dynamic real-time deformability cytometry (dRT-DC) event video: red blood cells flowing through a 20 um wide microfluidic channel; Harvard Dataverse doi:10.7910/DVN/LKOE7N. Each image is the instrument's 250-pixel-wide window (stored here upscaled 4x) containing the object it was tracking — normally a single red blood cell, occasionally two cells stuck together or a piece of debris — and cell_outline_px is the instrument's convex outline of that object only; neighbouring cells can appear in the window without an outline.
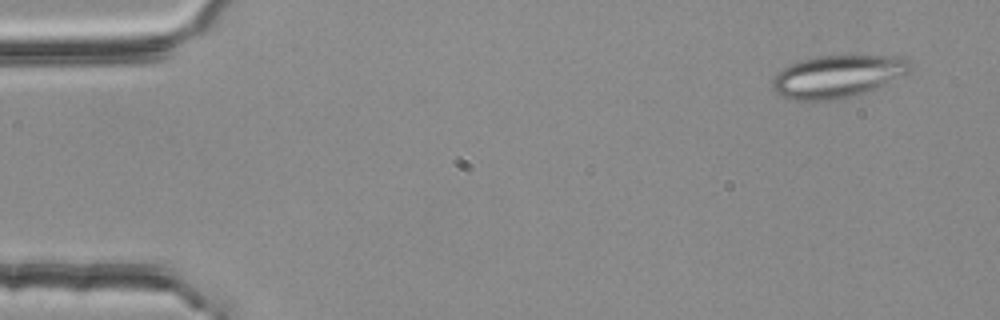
{"species": "common noctule bat (a hibernating species)", "species_latin": "Nyctalus noctula", "temperature_condition": "room temperature", "stored_images_in_passage": 3, "camera_frame_rate_fps": 3000, "um_per_image_px": 0.085, "animal": {"sex": "female", "body_mass_g": 25.1}, "frame": {"image": 1, "passage_image": 1, "time_ms": 0.0, "image_size_px": [1000, 320], "cell_outline_px": [[912, 68], [904, 76], [876, 88], [852, 96], [828, 100], [792, 100], [776, 92], [772, 88], [772, 80], [776, 72], [792, 64], [816, 56], [892, 56], [908, 60]], "centroid_in_image_um": [71.18, 6.5], "position_along_channel_um": 13.8, "area_um2": 33.64}}